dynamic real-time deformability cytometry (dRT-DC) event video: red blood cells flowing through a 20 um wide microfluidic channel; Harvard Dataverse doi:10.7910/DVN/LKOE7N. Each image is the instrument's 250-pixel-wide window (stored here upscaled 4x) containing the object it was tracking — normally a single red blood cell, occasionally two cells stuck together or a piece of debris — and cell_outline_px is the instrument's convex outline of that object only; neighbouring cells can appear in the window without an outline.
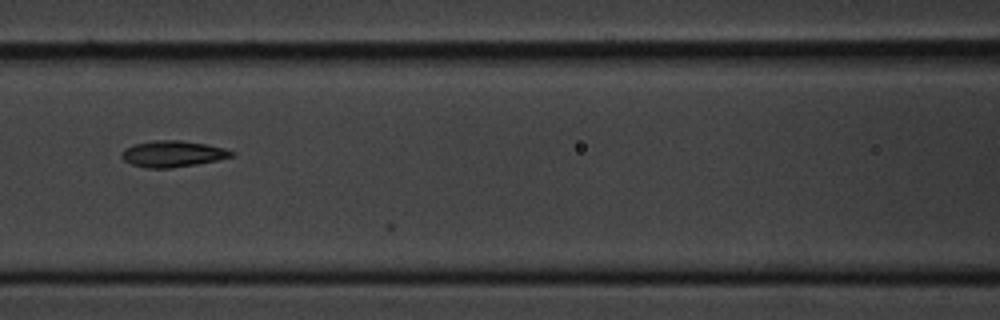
{"species": "common noctule bat (a hibernating species)", "species_latin": "Nyctalus noctula", "temperature_condition": "cold", "stored_images_in_passage": 8, "camera_frame_rate_fps": 3000, "um_per_image_px": 0.085, "animal": {"sex": "male", "body_mass_g": 20.1, "forearm_length_mm": 53.5}, "frame": {"image": 1, "passage_image": 7, "time_ms": 6.667, "image_size_px": [1000, 320], "cell_outline_px": [[236, 152], [232, 156], [216, 160], [196, 164], [168, 168], [144, 168], [132, 164], [124, 160], [120, 156], [120, 152], [124, 148], [136, 144], [152, 140], [180, 140], [208, 144], [224, 148]], "centroid_in_image_um": [14.65, 13.07], "position_along_channel_um": 152.0, "area_um2": 16.82}}